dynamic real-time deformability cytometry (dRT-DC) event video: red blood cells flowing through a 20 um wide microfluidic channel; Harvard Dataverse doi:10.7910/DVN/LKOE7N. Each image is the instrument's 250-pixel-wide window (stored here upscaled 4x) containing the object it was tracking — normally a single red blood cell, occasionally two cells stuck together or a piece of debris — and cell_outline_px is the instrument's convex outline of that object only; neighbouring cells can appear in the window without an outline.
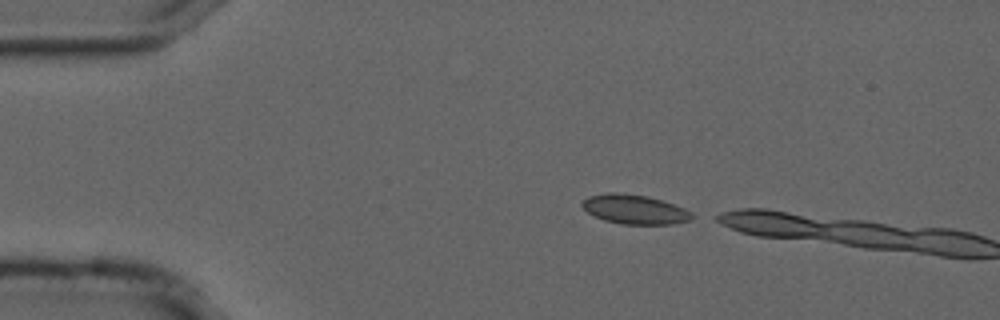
{"species": "common noctule bat (a hibernating species)", "species_latin": "Nyctalus noctula", "temperature_condition": "cold", "stored_images_in_passage": 3, "camera_frame_rate_fps": 3000, "um_per_image_px": 0.085, "animal": {"sex": "male", "forearm_length_mm": 52.5}, "frame": {"image": 1, "passage_image": 1, "time_ms": 0.0, "image_size_px": [1000, 320], "cell_outline_px": [[696, 216], [688, 220], [672, 224], [624, 224], [604, 220], [588, 212], [580, 204], [588, 196], [608, 192], [616, 192], [648, 196], [684, 208], [692, 212]], "centroid_in_image_um": [53.94, 17.79], "position_along_channel_um": 31.1, "area_um2": 18.61}}